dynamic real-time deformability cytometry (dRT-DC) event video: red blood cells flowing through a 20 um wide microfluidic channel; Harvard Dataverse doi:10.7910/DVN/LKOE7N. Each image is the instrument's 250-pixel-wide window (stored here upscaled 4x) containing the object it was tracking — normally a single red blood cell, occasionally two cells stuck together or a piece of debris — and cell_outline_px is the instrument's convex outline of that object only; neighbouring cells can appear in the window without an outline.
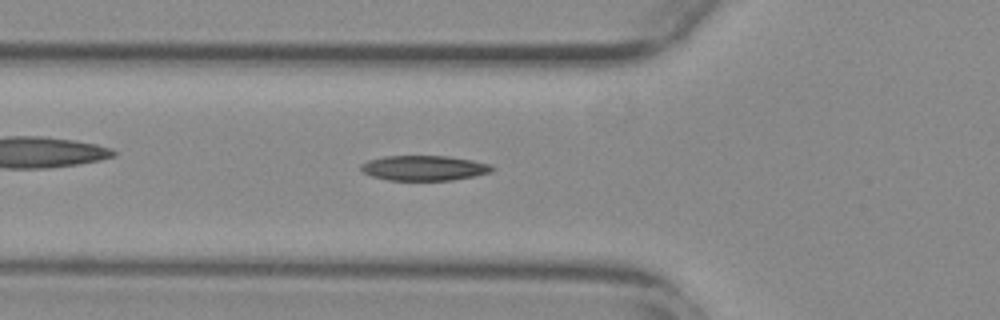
{"species": "common noctule bat (a hibernating species)", "species_latin": "Nyctalus noctula", "temperature_condition": "warm", "stored_images_in_passage": 41, "camera_frame_rate_fps": 3000, "um_per_image_px": 0.085, "animal": {"sex": "female", "body_mass_g": 29.2, "forearm_length_mm": 56.3}, "frame": {"image": 1, "passage_image": 11, "time_ms": 3.333, "image_size_px": [1000, 320], "cell_outline_px": [[492, 172], [452, 180], [388, 180], [372, 176], [364, 172], [360, 168], [360, 164], [368, 160], [384, 156], [448, 156], [472, 160], [492, 164]], "centroid_in_image_um": [36.03, 14.27], "position_along_channel_um": 89.8, "area_um2": 19.07}}
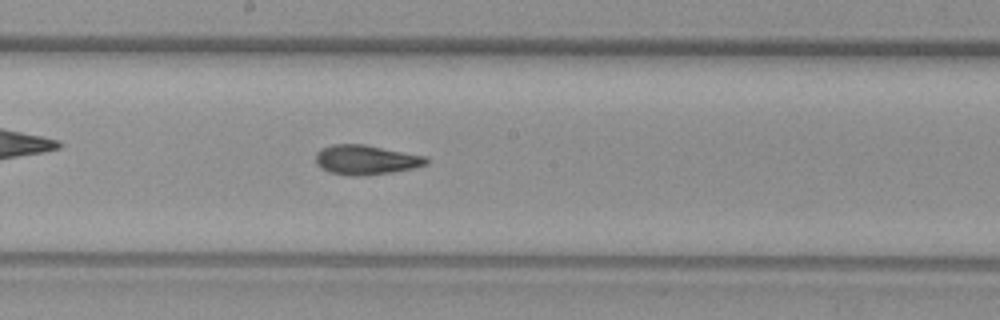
{"frame": {"image": 2, "passage_image": 21, "time_ms": 6.667, "image_size_px": [1000, 320], "cell_outline_px": [[428, 164], [412, 168], [392, 172], [352, 176], [328, 172], [320, 168], [316, 164], [316, 152], [320, 148], [332, 144], [364, 144], [428, 156]], "centroid_in_image_um": [31.09, 13.57], "position_along_channel_um": 217.1, "area_um2": 19.19}}
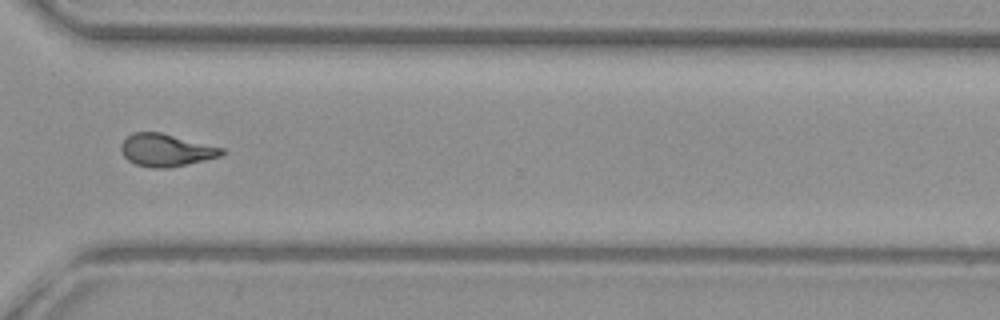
{"frame": {"image": 3, "passage_image": 32, "time_ms": 10.333, "image_size_px": [1000, 320], "cell_outline_px": [[224, 156], [168, 168], [152, 168], [136, 164], [128, 160], [120, 152], [120, 144], [132, 132], [160, 132], [224, 148]], "centroid_in_image_um": [14.11, 12.76], "position_along_channel_um": 356.5, "area_um2": 19.13}}